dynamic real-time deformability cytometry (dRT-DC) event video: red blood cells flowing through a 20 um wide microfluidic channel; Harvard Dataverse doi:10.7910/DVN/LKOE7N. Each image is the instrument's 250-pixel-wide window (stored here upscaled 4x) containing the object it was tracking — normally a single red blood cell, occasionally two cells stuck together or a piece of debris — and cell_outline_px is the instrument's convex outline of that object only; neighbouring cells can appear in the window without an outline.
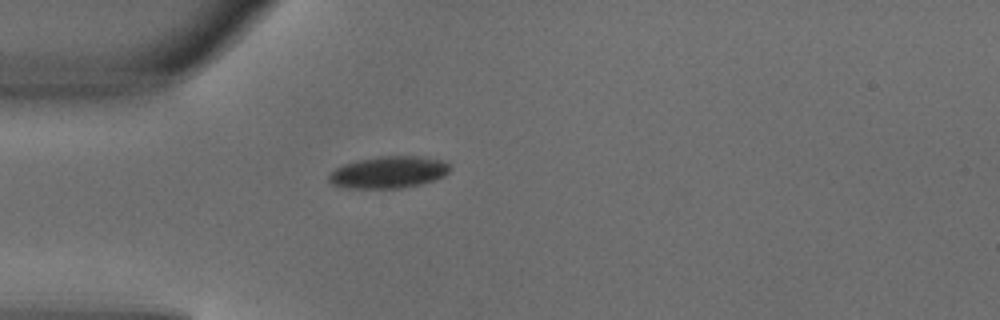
{"species": "common noctule bat (a hibernating species)", "species_latin": "Nyctalus noctula", "temperature_condition": "warm", "stored_images_in_passage": 4, "camera_frame_rate_fps": 3000, "um_per_image_px": 0.085, "animal": {"sex": "male", "body_mass_g": 18.8}, "frame": {"image": 1, "passage_image": 4, "time_ms": 1.0, "image_size_px": [1000, 320], "cell_outline_px": [[448, 172], [444, 176], [420, 184], [400, 188], [344, 188], [332, 184], [328, 180], [328, 176], [336, 168], [344, 164], [356, 160], [380, 156], [416, 156], [444, 160], [448, 164]], "centroid_in_image_um": [32.99, 14.64], "position_along_channel_um": 52.0, "area_um2": 22.37}}